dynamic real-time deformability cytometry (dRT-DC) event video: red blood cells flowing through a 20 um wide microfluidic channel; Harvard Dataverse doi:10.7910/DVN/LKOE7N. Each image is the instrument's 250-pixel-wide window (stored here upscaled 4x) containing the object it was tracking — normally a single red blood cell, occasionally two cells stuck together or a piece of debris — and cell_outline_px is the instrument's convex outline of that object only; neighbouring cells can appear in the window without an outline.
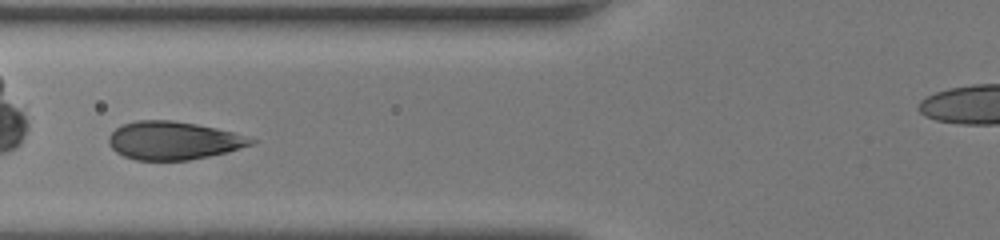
{"species": "human", "species_latin": "Homo sapiens", "temperature_condition": "room temperature", "stored_images_in_passage": 18, "camera_frame_rate_fps": 3000, "um_per_image_px": 0.085, "donor": {"sex": "female"}, "frame": {"image": 1, "passage_image": 11, "time_ms": 3.333, "image_size_px": [1000, 240], "cell_outline_px": [[260, 140], [256, 144], [228, 152], [188, 160], [136, 160], [124, 156], [116, 152], [108, 144], [108, 136], [116, 128], [124, 124], [136, 120], [172, 120], [196, 124], [216, 128], [232, 132]], "centroid_in_image_um": [14.77, 11.95], "position_along_channel_um": 111.0, "area_um2": 31.79}}